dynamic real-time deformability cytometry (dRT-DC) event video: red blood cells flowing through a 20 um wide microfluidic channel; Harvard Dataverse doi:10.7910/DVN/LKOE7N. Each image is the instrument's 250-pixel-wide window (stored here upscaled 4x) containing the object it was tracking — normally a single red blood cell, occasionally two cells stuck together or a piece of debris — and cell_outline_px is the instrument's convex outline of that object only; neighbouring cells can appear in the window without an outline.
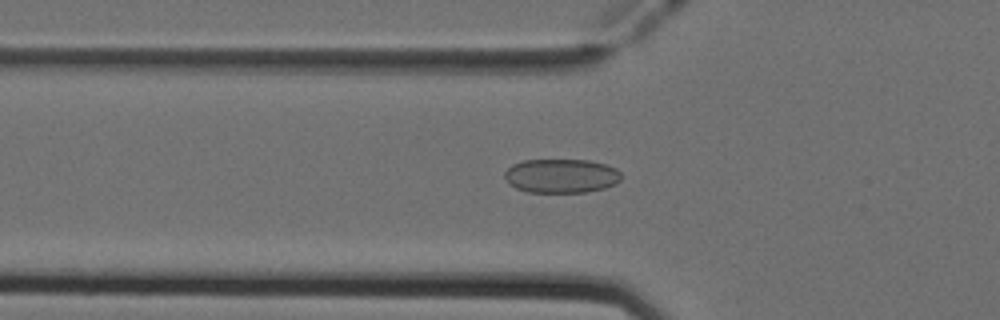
{"species": "Egyptian fruit bat (a non-hibernating species)", "species_latin": "Rousettus aegyptiacus", "temperature_condition": "cold", "stored_images_in_passage": 36, "camera_frame_rate_fps": 3000, "um_per_image_px": 0.085, "animal": {"sex": "female"}, "frame": {"image": 1, "passage_image": 5, "time_ms": 1.333, "image_size_px": [1000, 320], "cell_outline_px": [[620, 180], [616, 184], [604, 188], [588, 192], [528, 192], [516, 188], [508, 184], [504, 176], [504, 172], [512, 164], [524, 160], [588, 160], [608, 164], [616, 168], [620, 172]], "centroid_in_image_um": [47.71, 14.95], "position_along_channel_um": 78.1, "area_um2": 23.35}}
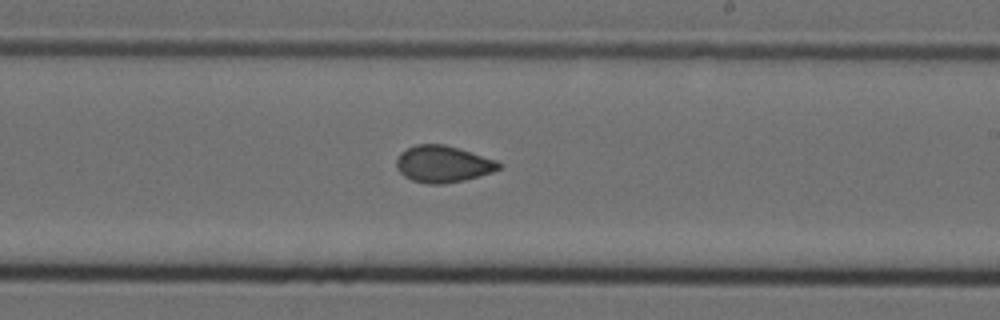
{"frame": {"image": 2, "passage_image": 18, "time_ms": 5.667, "image_size_px": [1000, 320], "cell_outline_px": [[504, 164], [500, 168], [492, 172], [464, 180], [444, 184], [428, 184], [412, 180], [404, 176], [396, 168], [396, 160], [400, 152], [416, 144], [444, 144], [496, 160]], "centroid_in_image_um": [37.64, 13.95], "position_along_channel_um": 251.4, "area_um2": 21.85}}
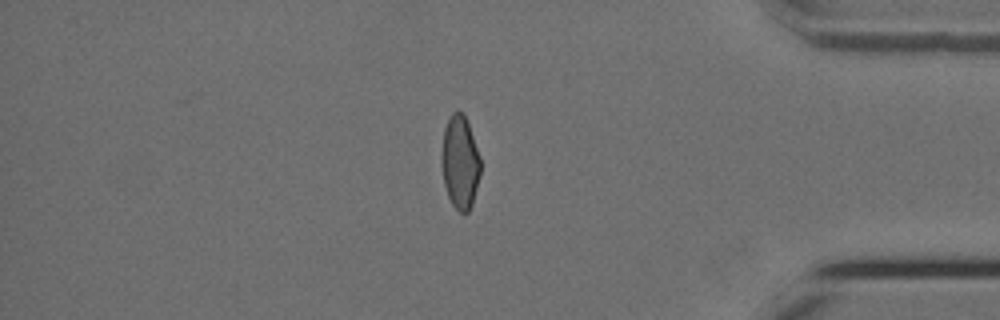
{"frame": {"image": 3, "passage_image": 31, "time_ms": 10.0, "image_size_px": [1000, 320], "cell_outline_px": [[480, 172], [472, 204], [468, 212], [460, 212], [452, 204], [448, 196], [444, 184], [440, 160], [440, 156], [444, 128], [452, 112], [464, 112], [480, 156]], "centroid_in_image_um": [39.08, 13.77], "position_along_channel_um": 396.1, "area_um2": 21.15}, "authors_computed_cell_mechanics": {"area_um2": 21.7906, "velocity_mm_per_s": 3.9762, "shape_relaxation_time_tau1_ms": null, "shape_relaxation_time_tau2_ms": 1.7002, "deformation_change_tau1": null, "deformation_change_tau2": 0.0556}}